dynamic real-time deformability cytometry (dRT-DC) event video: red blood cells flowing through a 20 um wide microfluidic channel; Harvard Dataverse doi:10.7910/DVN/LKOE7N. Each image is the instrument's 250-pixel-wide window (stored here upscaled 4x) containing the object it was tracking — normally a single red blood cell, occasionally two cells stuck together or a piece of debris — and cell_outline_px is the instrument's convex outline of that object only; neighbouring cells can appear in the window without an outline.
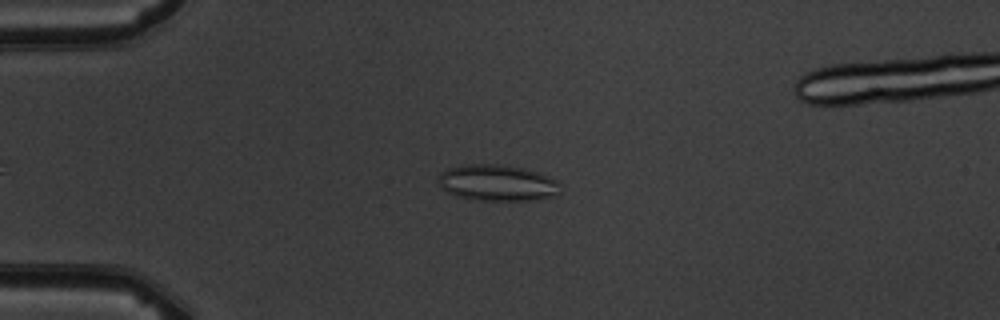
{"species": "common noctule bat (a hibernating species)", "species_latin": "Nyctalus noctula", "temperature_condition": "warm", "stored_images_in_passage": 8, "camera_frame_rate_fps": 3000, "um_per_image_px": 0.085, "animal": {"sex": "male", "body_mass_g": 19.5, "forearm_length_mm": 54.6}, "frame": {"image": 1, "passage_image": 4, "time_ms": 3.333, "image_size_px": [1000, 320], "cell_outline_px": [[560, 192], [556, 196], [536, 200], [476, 200], [456, 196], [448, 192], [440, 184], [440, 172], [448, 168], [472, 164], [500, 164], [524, 168], [560, 180]], "centroid_in_image_um": [42.35, 15.55], "position_along_channel_um": 42.7, "area_um2": 25.78}}
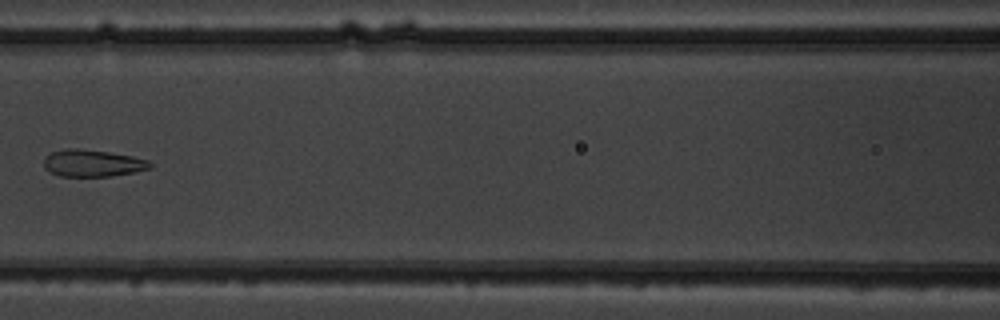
{"frame": {"image": 2, "passage_image": 7, "time_ms": 7.0, "image_size_px": [1000, 320], "cell_outline_px": [[152, 168], [112, 176], [60, 176], [44, 168], [44, 156], [52, 152], [64, 148], [76, 148], [108, 152], [132, 156], [148, 160], [152, 164]], "centroid_in_image_um": [7.85, 13.86], "position_along_channel_um": 158.7, "area_um2": 16.65}}
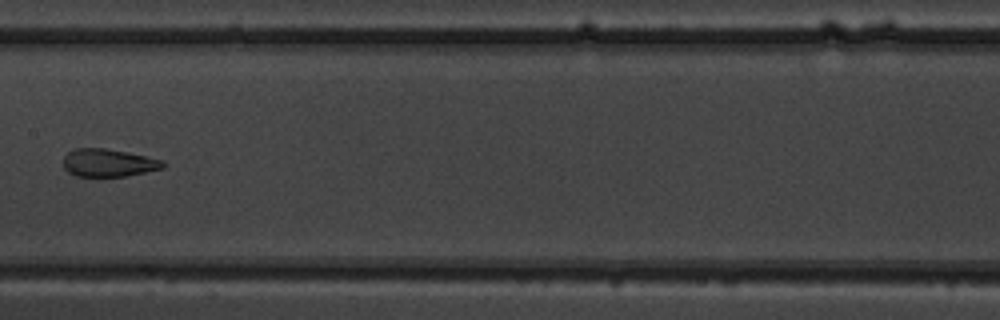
{"frame": {"image": 3, "passage_image": 8, "time_ms": 8.0, "image_size_px": [1000, 320], "cell_outline_px": [[168, 164], [164, 168], [124, 176], [76, 176], [68, 172], [64, 168], [64, 156], [68, 152], [76, 148], [104, 148], [128, 152], [164, 160]], "centroid_in_image_um": [9.25, 13.83], "position_along_channel_um": 198.2, "area_um2": 16.18}}